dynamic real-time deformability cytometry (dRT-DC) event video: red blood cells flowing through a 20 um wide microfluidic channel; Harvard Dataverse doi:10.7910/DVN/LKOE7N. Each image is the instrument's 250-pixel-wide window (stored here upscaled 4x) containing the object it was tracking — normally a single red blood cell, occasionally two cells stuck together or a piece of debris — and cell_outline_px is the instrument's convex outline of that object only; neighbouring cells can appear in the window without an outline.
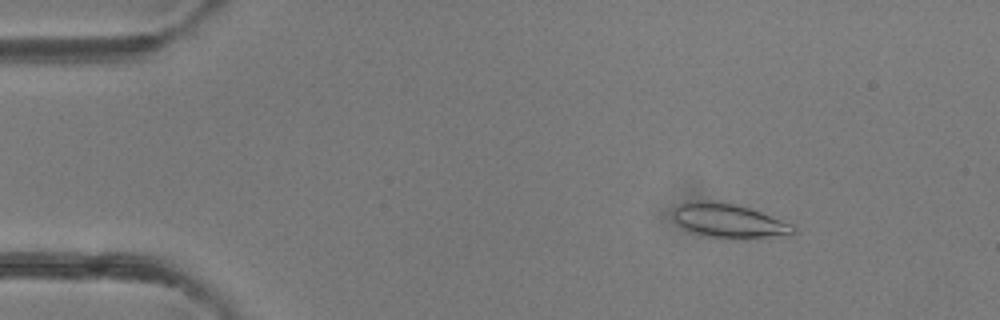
{"species": "common noctule bat (a hibernating species)", "species_latin": "Nyctalus noctula", "temperature_condition": "room temperature", "stored_images_in_passage": 45, "camera_frame_rate_fps": 3000, "um_per_image_px": 0.085, "animal": {"sex": "female"}, "frame": {"image": 1, "passage_image": 6, "time_ms": 1.667, "image_size_px": [1000, 320], "cell_outline_px": [[796, 232], [792, 236], [744, 240], [736, 240], [708, 236], [680, 228], [672, 216], [672, 212], [680, 204], [700, 200], [736, 204], [760, 212], [792, 224], [796, 228]], "centroid_in_image_um": [62.02, 18.82], "position_along_channel_um": 23.0, "area_um2": 24.33}}
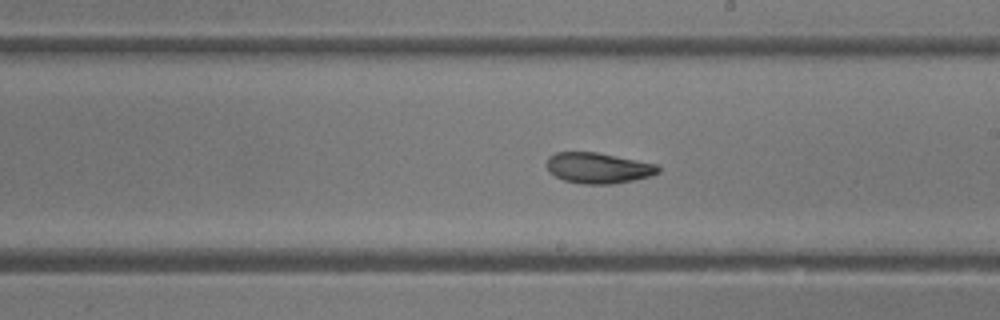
{"frame": {"image": 2, "passage_image": 27, "time_ms": 8.667, "image_size_px": [1000, 320], "cell_outline_px": [[660, 172], [648, 176], [632, 180], [612, 184], [584, 184], [564, 180], [556, 176], [548, 168], [548, 156], [556, 152], [596, 152], [656, 164], [660, 168]], "centroid_in_image_um": [50.85, 14.27], "position_along_channel_um": 238.2, "area_um2": 19.59}}
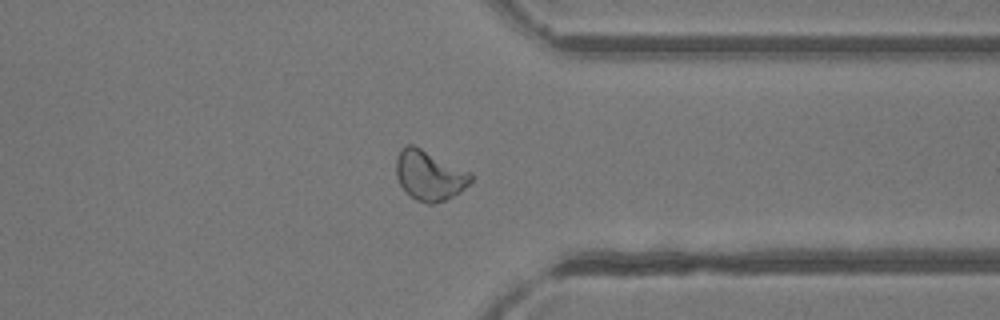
{"frame": {"image": 3, "passage_image": 37, "time_ms": 12.0, "image_size_px": [1000, 320], "cell_outline_px": [[472, 180], [460, 192], [444, 200], [432, 204], [428, 204], [416, 200], [408, 196], [400, 184], [396, 176], [396, 160], [400, 148], [404, 144], [412, 144], [472, 172]], "centroid_in_image_um": [36.47, 14.9], "position_along_channel_um": 374.9, "area_um2": 21.85}, "authors_computed_cell_mechanics": {"area_um2": 21.3282, "velocity_mm_per_s": 4.2189, "shape_relaxation_time_tau1_ms": 6.1713, "shape_relaxation_time_tau2_ms": 2.3657, "deformation_change_tau1": 0.1546, "deformation_change_tau2": 0.0806}}